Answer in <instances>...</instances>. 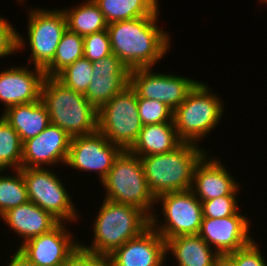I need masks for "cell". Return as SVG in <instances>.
I'll use <instances>...</instances> for the list:
<instances>
[{
    "instance_id": "obj_3",
    "label": "cell",
    "mask_w": 267,
    "mask_h": 266,
    "mask_svg": "<svg viewBox=\"0 0 267 266\" xmlns=\"http://www.w3.org/2000/svg\"><path fill=\"white\" fill-rule=\"evenodd\" d=\"M41 100L50 124L60 127L71 138L98 131V110L84 94L67 88L55 77H45Z\"/></svg>"
},
{
    "instance_id": "obj_5",
    "label": "cell",
    "mask_w": 267,
    "mask_h": 266,
    "mask_svg": "<svg viewBox=\"0 0 267 266\" xmlns=\"http://www.w3.org/2000/svg\"><path fill=\"white\" fill-rule=\"evenodd\" d=\"M101 183L106 200L136 206L149 217L153 214L156 198L149 189L140 157L129 150L119 154Z\"/></svg>"
},
{
    "instance_id": "obj_4",
    "label": "cell",
    "mask_w": 267,
    "mask_h": 266,
    "mask_svg": "<svg viewBox=\"0 0 267 266\" xmlns=\"http://www.w3.org/2000/svg\"><path fill=\"white\" fill-rule=\"evenodd\" d=\"M207 153L198 144L183 142L171 152L140 157L154 197L190 190L195 166Z\"/></svg>"
},
{
    "instance_id": "obj_38",
    "label": "cell",
    "mask_w": 267,
    "mask_h": 266,
    "mask_svg": "<svg viewBox=\"0 0 267 266\" xmlns=\"http://www.w3.org/2000/svg\"><path fill=\"white\" fill-rule=\"evenodd\" d=\"M99 266H113L107 259H105Z\"/></svg>"
},
{
    "instance_id": "obj_24",
    "label": "cell",
    "mask_w": 267,
    "mask_h": 266,
    "mask_svg": "<svg viewBox=\"0 0 267 266\" xmlns=\"http://www.w3.org/2000/svg\"><path fill=\"white\" fill-rule=\"evenodd\" d=\"M103 13L106 22L130 20L159 14L158 0H93Z\"/></svg>"
},
{
    "instance_id": "obj_39",
    "label": "cell",
    "mask_w": 267,
    "mask_h": 266,
    "mask_svg": "<svg viewBox=\"0 0 267 266\" xmlns=\"http://www.w3.org/2000/svg\"><path fill=\"white\" fill-rule=\"evenodd\" d=\"M259 1H261V2H263V3H267V0H259Z\"/></svg>"
},
{
    "instance_id": "obj_9",
    "label": "cell",
    "mask_w": 267,
    "mask_h": 266,
    "mask_svg": "<svg viewBox=\"0 0 267 266\" xmlns=\"http://www.w3.org/2000/svg\"><path fill=\"white\" fill-rule=\"evenodd\" d=\"M30 202L51 213L60 222L76 221L71 197L57 174L47 168H21Z\"/></svg>"
},
{
    "instance_id": "obj_1",
    "label": "cell",
    "mask_w": 267,
    "mask_h": 266,
    "mask_svg": "<svg viewBox=\"0 0 267 266\" xmlns=\"http://www.w3.org/2000/svg\"><path fill=\"white\" fill-rule=\"evenodd\" d=\"M159 14L109 23L112 54L129 70L153 67L170 47V35L157 25Z\"/></svg>"
},
{
    "instance_id": "obj_36",
    "label": "cell",
    "mask_w": 267,
    "mask_h": 266,
    "mask_svg": "<svg viewBox=\"0 0 267 266\" xmlns=\"http://www.w3.org/2000/svg\"><path fill=\"white\" fill-rule=\"evenodd\" d=\"M8 266H36L31 260L24 256L19 250H16L10 259Z\"/></svg>"
},
{
    "instance_id": "obj_34",
    "label": "cell",
    "mask_w": 267,
    "mask_h": 266,
    "mask_svg": "<svg viewBox=\"0 0 267 266\" xmlns=\"http://www.w3.org/2000/svg\"><path fill=\"white\" fill-rule=\"evenodd\" d=\"M254 239L245 247L227 254L236 266H267L263 253Z\"/></svg>"
},
{
    "instance_id": "obj_21",
    "label": "cell",
    "mask_w": 267,
    "mask_h": 266,
    "mask_svg": "<svg viewBox=\"0 0 267 266\" xmlns=\"http://www.w3.org/2000/svg\"><path fill=\"white\" fill-rule=\"evenodd\" d=\"M2 117L19 134L22 143L50 125L49 114L42 100L9 107L4 110Z\"/></svg>"
},
{
    "instance_id": "obj_35",
    "label": "cell",
    "mask_w": 267,
    "mask_h": 266,
    "mask_svg": "<svg viewBox=\"0 0 267 266\" xmlns=\"http://www.w3.org/2000/svg\"><path fill=\"white\" fill-rule=\"evenodd\" d=\"M106 258L83 249L80 245L62 266H99Z\"/></svg>"
},
{
    "instance_id": "obj_31",
    "label": "cell",
    "mask_w": 267,
    "mask_h": 266,
    "mask_svg": "<svg viewBox=\"0 0 267 266\" xmlns=\"http://www.w3.org/2000/svg\"><path fill=\"white\" fill-rule=\"evenodd\" d=\"M84 58L91 62L100 61L112 55L110 38L107 29L83 37Z\"/></svg>"
},
{
    "instance_id": "obj_25",
    "label": "cell",
    "mask_w": 267,
    "mask_h": 266,
    "mask_svg": "<svg viewBox=\"0 0 267 266\" xmlns=\"http://www.w3.org/2000/svg\"><path fill=\"white\" fill-rule=\"evenodd\" d=\"M62 9L67 19V28L83 37L106 30L108 27L103 13L93 0H86L69 10Z\"/></svg>"
},
{
    "instance_id": "obj_18",
    "label": "cell",
    "mask_w": 267,
    "mask_h": 266,
    "mask_svg": "<svg viewBox=\"0 0 267 266\" xmlns=\"http://www.w3.org/2000/svg\"><path fill=\"white\" fill-rule=\"evenodd\" d=\"M35 70V71H34ZM44 70L35 67L28 70L25 67H11L0 71V101L4 110L21 104L41 100V89L45 79Z\"/></svg>"
},
{
    "instance_id": "obj_20",
    "label": "cell",
    "mask_w": 267,
    "mask_h": 266,
    "mask_svg": "<svg viewBox=\"0 0 267 266\" xmlns=\"http://www.w3.org/2000/svg\"><path fill=\"white\" fill-rule=\"evenodd\" d=\"M0 218L23 238L22 243L51 231L60 223L51 213L30 201L9 209Z\"/></svg>"
},
{
    "instance_id": "obj_13",
    "label": "cell",
    "mask_w": 267,
    "mask_h": 266,
    "mask_svg": "<svg viewBox=\"0 0 267 266\" xmlns=\"http://www.w3.org/2000/svg\"><path fill=\"white\" fill-rule=\"evenodd\" d=\"M248 222L251 223L239 211L223 218H203L198 235L219 255H227L253 240Z\"/></svg>"
},
{
    "instance_id": "obj_29",
    "label": "cell",
    "mask_w": 267,
    "mask_h": 266,
    "mask_svg": "<svg viewBox=\"0 0 267 266\" xmlns=\"http://www.w3.org/2000/svg\"><path fill=\"white\" fill-rule=\"evenodd\" d=\"M92 66V62L83 57L62 70L55 78L67 88L85 94L93 77Z\"/></svg>"
},
{
    "instance_id": "obj_26",
    "label": "cell",
    "mask_w": 267,
    "mask_h": 266,
    "mask_svg": "<svg viewBox=\"0 0 267 266\" xmlns=\"http://www.w3.org/2000/svg\"><path fill=\"white\" fill-rule=\"evenodd\" d=\"M83 57V36L67 28L56 48L52 63L44 70L45 76L56 77L66 67Z\"/></svg>"
},
{
    "instance_id": "obj_7",
    "label": "cell",
    "mask_w": 267,
    "mask_h": 266,
    "mask_svg": "<svg viewBox=\"0 0 267 266\" xmlns=\"http://www.w3.org/2000/svg\"><path fill=\"white\" fill-rule=\"evenodd\" d=\"M142 127L137 93L130 84L98 110V131L123 151L131 149Z\"/></svg>"
},
{
    "instance_id": "obj_27",
    "label": "cell",
    "mask_w": 267,
    "mask_h": 266,
    "mask_svg": "<svg viewBox=\"0 0 267 266\" xmlns=\"http://www.w3.org/2000/svg\"><path fill=\"white\" fill-rule=\"evenodd\" d=\"M23 143L19 134L2 117H0V170L22 167Z\"/></svg>"
},
{
    "instance_id": "obj_22",
    "label": "cell",
    "mask_w": 267,
    "mask_h": 266,
    "mask_svg": "<svg viewBox=\"0 0 267 266\" xmlns=\"http://www.w3.org/2000/svg\"><path fill=\"white\" fill-rule=\"evenodd\" d=\"M182 143L173 121L148 124L142 127L137 141L129 151L136 156L144 157L171 152Z\"/></svg>"
},
{
    "instance_id": "obj_15",
    "label": "cell",
    "mask_w": 267,
    "mask_h": 266,
    "mask_svg": "<svg viewBox=\"0 0 267 266\" xmlns=\"http://www.w3.org/2000/svg\"><path fill=\"white\" fill-rule=\"evenodd\" d=\"M71 137L60 127L48 125L40 134L23 142L22 167L44 168L43 165L66 164Z\"/></svg>"
},
{
    "instance_id": "obj_12",
    "label": "cell",
    "mask_w": 267,
    "mask_h": 266,
    "mask_svg": "<svg viewBox=\"0 0 267 266\" xmlns=\"http://www.w3.org/2000/svg\"><path fill=\"white\" fill-rule=\"evenodd\" d=\"M122 151L99 131L76 136L71 139L65 165L79 171H95L102 181Z\"/></svg>"
},
{
    "instance_id": "obj_33",
    "label": "cell",
    "mask_w": 267,
    "mask_h": 266,
    "mask_svg": "<svg viewBox=\"0 0 267 266\" xmlns=\"http://www.w3.org/2000/svg\"><path fill=\"white\" fill-rule=\"evenodd\" d=\"M25 39L18 33L13 25L6 21L2 16L0 17V58L8 56L14 52L21 51Z\"/></svg>"
},
{
    "instance_id": "obj_17",
    "label": "cell",
    "mask_w": 267,
    "mask_h": 266,
    "mask_svg": "<svg viewBox=\"0 0 267 266\" xmlns=\"http://www.w3.org/2000/svg\"><path fill=\"white\" fill-rule=\"evenodd\" d=\"M92 65L93 77L84 95L99 110L130 84V70L115 54Z\"/></svg>"
},
{
    "instance_id": "obj_6",
    "label": "cell",
    "mask_w": 267,
    "mask_h": 266,
    "mask_svg": "<svg viewBox=\"0 0 267 266\" xmlns=\"http://www.w3.org/2000/svg\"><path fill=\"white\" fill-rule=\"evenodd\" d=\"M211 93L210 87L199 81L173 111L174 127L183 142L200 143L222 119V99Z\"/></svg>"
},
{
    "instance_id": "obj_2",
    "label": "cell",
    "mask_w": 267,
    "mask_h": 266,
    "mask_svg": "<svg viewBox=\"0 0 267 266\" xmlns=\"http://www.w3.org/2000/svg\"><path fill=\"white\" fill-rule=\"evenodd\" d=\"M97 214L92 245L79 243L83 249L104 258L150 226V217L140 208L129 204L104 199Z\"/></svg>"
},
{
    "instance_id": "obj_32",
    "label": "cell",
    "mask_w": 267,
    "mask_h": 266,
    "mask_svg": "<svg viewBox=\"0 0 267 266\" xmlns=\"http://www.w3.org/2000/svg\"><path fill=\"white\" fill-rule=\"evenodd\" d=\"M237 195H227L202 201L203 218H223L233 216L239 210Z\"/></svg>"
},
{
    "instance_id": "obj_16",
    "label": "cell",
    "mask_w": 267,
    "mask_h": 266,
    "mask_svg": "<svg viewBox=\"0 0 267 266\" xmlns=\"http://www.w3.org/2000/svg\"><path fill=\"white\" fill-rule=\"evenodd\" d=\"M166 255V241L150 225L106 259L113 266H163Z\"/></svg>"
},
{
    "instance_id": "obj_30",
    "label": "cell",
    "mask_w": 267,
    "mask_h": 266,
    "mask_svg": "<svg viewBox=\"0 0 267 266\" xmlns=\"http://www.w3.org/2000/svg\"><path fill=\"white\" fill-rule=\"evenodd\" d=\"M138 113L143 126L173 121V110L157 100L138 98Z\"/></svg>"
},
{
    "instance_id": "obj_14",
    "label": "cell",
    "mask_w": 267,
    "mask_h": 266,
    "mask_svg": "<svg viewBox=\"0 0 267 266\" xmlns=\"http://www.w3.org/2000/svg\"><path fill=\"white\" fill-rule=\"evenodd\" d=\"M65 228L60 222L51 231L21 243L18 250L36 266H62L80 245Z\"/></svg>"
},
{
    "instance_id": "obj_10",
    "label": "cell",
    "mask_w": 267,
    "mask_h": 266,
    "mask_svg": "<svg viewBox=\"0 0 267 266\" xmlns=\"http://www.w3.org/2000/svg\"><path fill=\"white\" fill-rule=\"evenodd\" d=\"M28 46L34 67L45 70L54 58L56 48L67 29L65 13L60 9H32L28 12Z\"/></svg>"
},
{
    "instance_id": "obj_19",
    "label": "cell",
    "mask_w": 267,
    "mask_h": 266,
    "mask_svg": "<svg viewBox=\"0 0 267 266\" xmlns=\"http://www.w3.org/2000/svg\"><path fill=\"white\" fill-rule=\"evenodd\" d=\"M207 156L205 154L195 166L190 189L192 193L200 202L221 196L236 195L240 186L238 182H235L236 180L221 161Z\"/></svg>"
},
{
    "instance_id": "obj_28",
    "label": "cell",
    "mask_w": 267,
    "mask_h": 266,
    "mask_svg": "<svg viewBox=\"0 0 267 266\" xmlns=\"http://www.w3.org/2000/svg\"><path fill=\"white\" fill-rule=\"evenodd\" d=\"M14 174L16 176L0 174V217L9 209L29 201L22 172L16 169Z\"/></svg>"
},
{
    "instance_id": "obj_23",
    "label": "cell",
    "mask_w": 267,
    "mask_h": 266,
    "mask_svg": "<svg viewBox=\"0 0 267 266\" xmlns=\"http://www.w3.org/2000/svg\"><path fill=\"white\" fill-rule=\"evenodd\" d=\"M168 253H173L178 266H214L219 256L199 235H181L166 240Z\"/></svg>"
},
{
    "instance_id": "obj_8",
    "label": "cell",
    "mask_w": 267,
    "mask_h": 266,
    "mask_svg": "<svg viewBox=\"0 0 267 266\" xmlns=\"http://www.w3.org/2000/svg\"><path fill=\"white\" fill-rule=\"evenodd\" d=\"M157 201L163 207L164 225L161 221L157 222L158 214L154 212L150 225L165 241L181 235H198L203 220L202 202L191 190L165 193L158 196Z\"/></svg>"
},
{
    "instance_id": "obj_37",
    "label": "cell",
    "mask_w": 267,
    "mask_h": 266,
    "mask_svg": "<svg viewBox=\"0 0 267 266\" xmlns=\"http://www.w3.org/2000/svg\"><path fill=\"white\" fill-rule=\"evenodd\" d=\"M214 266H236L234 261L228 255H219Z\"/></svg>"
},
{
    "instance_id": "obj_11",
    "label": "cell",
    "mask_w": 267,
    "mask_h": 266,
    "mask_svg": "<svg viewBox=\"0 0 267 266\" xmlns=\"http://www.w3.org/2000/svg\"><path fill=\"white\" fill-rule=\"evenodd\" d=\"M151 67L130 70V85L137 98L157 100L173 111L187 98L198 81L183 76L155 73Z\"/></svg>"
}]
</instances>
